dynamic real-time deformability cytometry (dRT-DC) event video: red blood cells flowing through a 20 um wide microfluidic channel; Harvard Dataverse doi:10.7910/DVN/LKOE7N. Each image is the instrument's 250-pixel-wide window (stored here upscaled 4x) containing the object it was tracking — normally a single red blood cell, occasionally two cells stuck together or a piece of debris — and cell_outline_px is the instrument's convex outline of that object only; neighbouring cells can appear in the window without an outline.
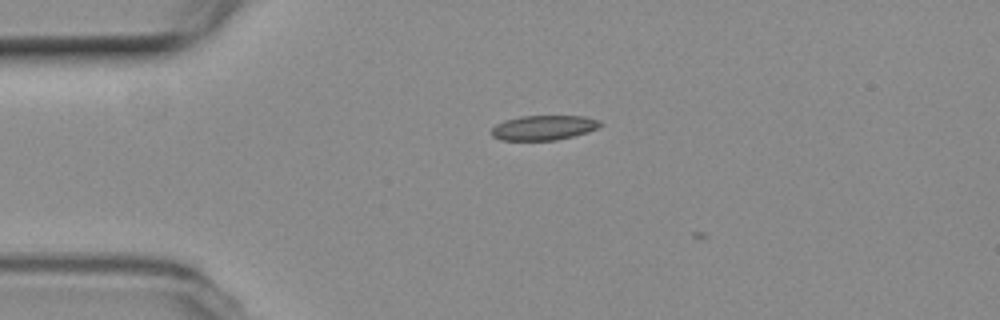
{"species": "common noctule bat (a hibernating species)", "species_latin": "Nyctalus noctula", "temperature_condition": "room temperature", "stored_images_in_passage": 12, "camera_frame_rate_fps": 3000, "um_per_image_px": 0.085, "animal": {"sex": "female", "body_mass_g": 19.3, "forearm_length_mm": 54.1}, "frame": {"image": 1, "passage_image": 10, "time_ms": 3.0, "image_size_px": [1000, 320], "cell_outline_px": [[604, 124], [588, 132], [556, 140], [500, 140], [492, 136], [492, 128], [496, 124], [504, 120], [520, 116], [584, 116], [600, 120]], "centroid_in_image_um": [46.21, 10.85], "position_along_channel_um": 38.8, "area_um2": 15.72}}